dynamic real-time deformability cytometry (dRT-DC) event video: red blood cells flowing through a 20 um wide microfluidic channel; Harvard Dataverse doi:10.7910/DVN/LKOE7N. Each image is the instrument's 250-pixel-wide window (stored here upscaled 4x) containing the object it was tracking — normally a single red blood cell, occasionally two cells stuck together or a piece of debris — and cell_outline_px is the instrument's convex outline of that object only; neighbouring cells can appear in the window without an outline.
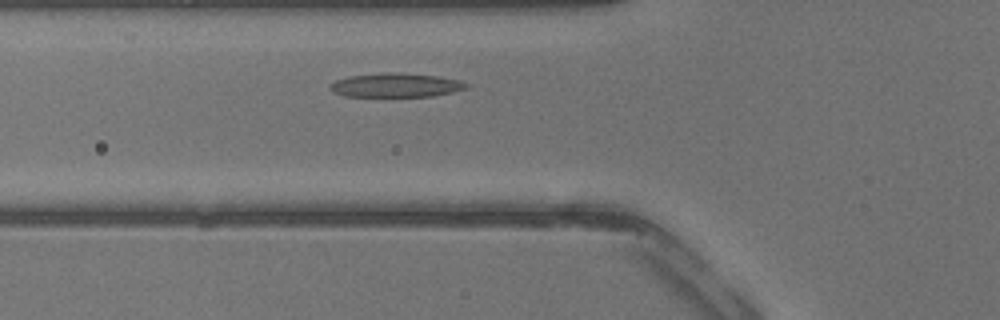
{"species": "common noctule bat (a hibernating species)", "species_latin": "Nyctalus noctula", "temperature_condition": "warm", "stored_images_in_passage": 33, "camera_frame_rate_fps": 3000, "um_per_image_px": 0.085, "animal": {"sex": "male", "body_mass_g": 13.3}, "frame": {"image": 1, "passage_image": 6, "time_ms": 1.667, "image_size_px": [1000, 320], "cell_outline_px": [[468, 88], [452, 92], [432, 96], [344, 96], [332, 92], [328, 88], [328, 84], [336, 80], [348, 76], [388, 72], [400, 72], [436, 76], [460, 80], [468, 84]], "centroid_in_image_um": [33.6, 7.23], "position_along_channel_um": 92.2, "area_um2": 19.13}}
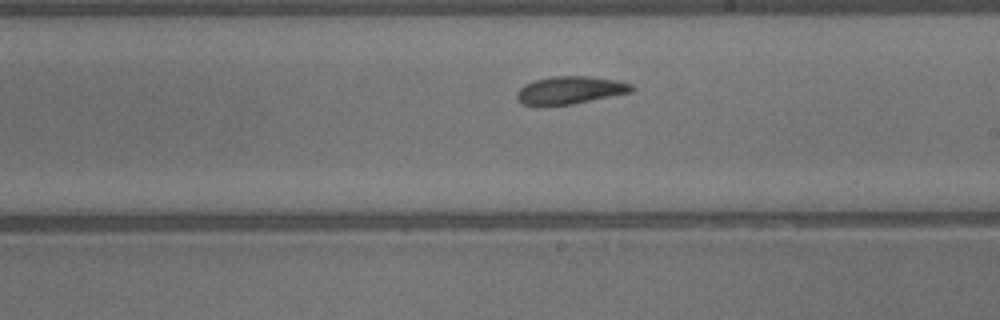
{"frame": {"image": 2, "passage_image": 15, "time_ms": 4.667, "image_size_px": [1000, 320], "cell_outline_px": [[636, 88], [632, 92], [572, 104], [544, 108], [536, 108], [520, 104], [516, 100], [516, 92], [524, 84], [536, 80], [552, 76], [588, 76], [616, 80], [632, 84]], "centroid_in_image_um": [48.37, 7.71], "position_along_channel_um": 240.6, "area_um2": 19.25}}
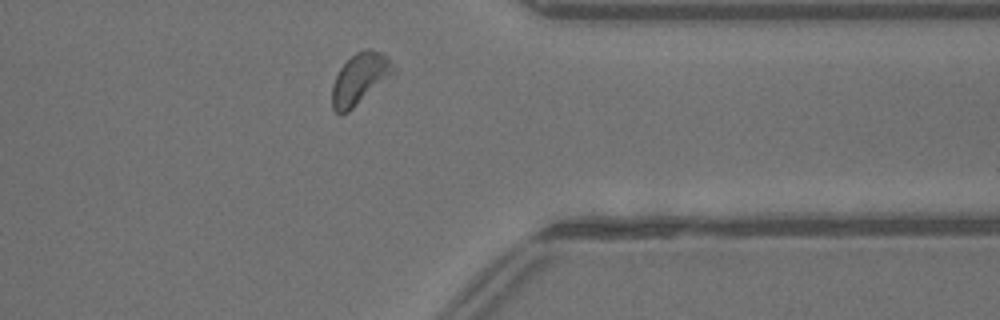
{"frame": {"image": 3, "passage_image": 24, "time_ms": 7.667, "image_size_px": [1000, 320], "cell_outline_px": [[396, 76], [348, 112], [340, 116], [332, 108], [332, 84], [340, 68], [356, 52], [364, 48], [368, 48], [384, 52], [388, 56], [396, 68]], "centroid_in_image_um": [30.67, 6.7], "position_along_channel_um": 380.7, "area_um2": 19.13}}